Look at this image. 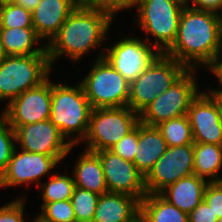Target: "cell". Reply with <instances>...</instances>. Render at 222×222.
Segmentation results:
<instances>
[{
    "mask_svg": "<svg viewBox=\"0 0 222 222\" xmlns=\"http://www.w3.org/2000/svg\"><path fill=\"white\" fill-rule=\"evenodd\" d=\"M208 94L215 100L217 106H218V109H219V112H220V120H221V123H222V88L221 89H211V90H207Z\"/></svg>",
    "mask_w": 222,
    "mask_h": 222,
    "instance_id": "8d00e7d4",
    "label": "cell"
},
{
    "mask_svg": "<svg viewBox=\"0 0 222 222\" xmlns=\"http://www.w3.org/2000/svg\"><path fill=\"white\" fill-rule=\"evenodd\" d=\"M7 56L4 46H3V42H2V38L0 35V61L3 60L5 57Z\"/></svg>",
    "mask_w": 222,
    "mask_h": 222,
    "instance_id": "60d3db41",
    "label": "cell"
},
{
    "mask_svg": "<svg viewBox=\"0 0 222 222\" xmlns=\"http://www.w3.org/2000/svg\"><path fill=\"white\" fill-rule=\"evenodd\" d=\"M136 8L137 25L155 38L153 46L164 54L176 39L184 6L176 0H138Z\"/></svg>",
    "mask_w": 222,
    "mask_h": 222,
    "instance_id": "9c48e42d",
    "label": "cell"
},
{
    "mask_svg": "<svg viewBox=\"0 0 222 222\" xmlns=\"http://www.w3.org/2000/svg\"><path fill=\"white\" fill-rule=\"evenodd\" d=\"M71 222H82V221L75 219V220H72Z\"/></svg>",
    "mask_w": 222,
    "mask_h": 222,
    "instance_id": "bcb514c9",
    "label": "cell"
},
{
    "mask_svg": "<svg viewBox=\"0 0 222 222\" xmlns=\"http://www.w3.org/2000/svg\"><path fill=\"white\" fill-rule=\"evenodd\" d=\"M187 115L194 142L222 145L220 112L215 100L206 91H201L192 101Z\"/></svg>",
    "mask_w": 222,
    "mask_h": 222,
    "instance_id": "2e32d148",
    "label": "cell"
},
{
    "mask_svg": "<svg viewBox=\"0 0 222 222\" xmlns=\"http://www.w3.org/2000/svg\"><path fill=\"white\" fill-rule=\"evenodd\" d=\"M166 140L168 147L194 144L188 115L170 119L156 126Z\"/></svg>",
    "mask_w": 222,
    "mask_h": 222,
    "instance_id": "d4e9b609",
    "label": "cell"
},
{
    "mask_svg": "<svg viewBox=\"0 0 222 222\" xmlns=\"http://www.w3.org/2000/svg\"><path fill=\"white\" fill-rule=\"evenodd\" d=\"M139 123V115L129 106L92 109L88 132L83 139L87 145L85 150H110Z\"/></svg>",
    "mask_w": 222,
    "mask_h": 222,
    "instance_id": "8992f818",
    "label": "cell"
},
{
    "mask_svg": "<svg viewBox=\"0 0 222 222\" xmlns=\"http://www.w3.org/2000/svg\"><path fill=\"white\" fill-rule=\"evenodd\" d=\"M140 217V201L133 196L106 192L99 196L91 222H135Z\"/></svg>",
    "mask_w": 222,
    "mask_h": 222,
    "instance_id": "ac0fdd59",
    "label": "cell"
},
{
    "mask_svg": "<svg viewBox=\"0 0 222 222\" xmlns=\"http://www.w3.org/2000/svg\"><path fill=\"white\" fill-rule=\"evenodd\" d=\"M196 72V69H188L166 91L157 95L139 114L140 122L156 127L170 119L187 115L192 101L201 92L194 75Z\"/></svg>",
    "mask_w": 222,
    "mask_h": 222,
    "instance_id": "52a82bcc",
    "label": "cell"
},
{
    "mask_svg": "<svg viewBox=\"0 0 222 222\" xmlns=\"http://www.w3.org/2000/svg\"><path fill=\"white\" fill-rule=\"evenodd\" d=\"M40 214L49 222H71L75 220L71 200L43 203Z\"/></svg>",
    "mask_w": 222,
    "mask_h": 222,
    "instance_id": "f546056e",
    "label": "cell"
},
{
    "mask_svg": "<svg viewBox=\"0 0 222 222\" xmlns=\"http://www.w3.org/2000/svg\"><path fill=\"white\" fill-rule=\"evenodd\" d=\"M33 27L32 12L17 4L0 7V28Z\"/></svg>",
    "mask_w": 222,
    "mask_h": 222,
    "instance_id": "83f0119b",
    "label": "cell"
},
{
    "mask_svg": "<svg viewBox=\"0 0 222 222\" xmlns=\"http://www.w3.org/2000/svg\"><path fill=\"white\" fill-rule=\"evenodd\" d=\"M39 186L41 187L43 203H51L70 200L76 184L72 176L56 174L48 182H42Z\"/></svg>",
    "mask_w": 222,
    "mask_h": 222,
    "instance_id": "484cf974",
    "label": "cell"
},
{
    "mask_svg": "<svg viewBox=\"0 0 222 222\" xmlns=\"http://www.w3.org/2000/svg\"><path fill=\"white\" fill-rule=\"evenodd\" d=\"M187 70L174 58L161 54L130 84L128 106L139 115Z\"/></svg>",
    "mask_w": 222,
    "mask_h": 222,
    "instance_id": "ba28073f",
    "label": "cell"
},
{
    "mask_svg": "<svg viewBox=\"0 0 222 222\" xmlns=\"http://www.w3.org/2000/svg\"><path fill=\"white\" fill-rule=\"evenodd\" d=\"M194 144L168 147L145 177L147 194H159L168 185L194 174Z\"/></svg>",
    "mask_w": 222,
    "mask_h": 222,
    "instance_id": "8fae6325",
    "label": "cell"
},
{
    "mask_svg": "<svg viewBox=\"0 0 222 222\" xmlns=\"http://www.w3.org/2000/svg\"><path fill=\"white\" fill-rule=\"evenodd\" d=\"M52 66L48 54L7 55L0 61V102L9 104L46 81Z\"/></svg>",
    "mask_w": 222,
    "mask_h": 222,
    "instance_id": "277c9868",
    "label": "cell"
},
{
    "mask_svg": "<svg viewBox=\"0 0 222 222\" xmlns=\"http://www.w3.org/2000/svg\"><path fill=\"white\" fill-rule=\"evenodd\" d=\"M112 20L90 6H77L52 40L45 44L51 66L63 55L76 63L91 49L103 44Z\"/></svg>",
    "mask_w": 222,
    "mask_h": 222,
    "instance_id": "7a4b0ae2",
    "label": "cell"
},
{
    "mask_svg": "<svg viewBox=\"0 0 222 222\" xmlns=\"http://www.w3.org/2000/svg\"><path fill=\"white\" fill-rule=\"evenodd\" d=\"M138 147V125L129 134L124 136L114 146L111 147V151L119 157L133 162L136 149Z\"/></svg>",
    "mask_w": 222,
    "mask_h": 222,
    "instance_id": "4dcf8cb0",
    "label": "cell"
},
{
    "mask_svg": "<svg viewBox=\"0 0 222 222\" xmlns=\"http://www.w3.org/2000/svg\"><path fill=\"white\" fill-rule=\"evenodd\" d=\"M59 161L54 156L14 149L6 169L0 175V187L35 183L50 174Z\"/></svg>",
    "mask_w": 222,
    "mask_h": 222,
    "instance_id": "9a60e30c",
    "label": "cell"
},
{
    "mask_svg": "<svg viewBox=\"0 0 222 222\" xmlns=\"http://www.w3.org/2000/svg\"><path fill=\"white\" fill-rule=\"evenodd\" d=\"M211 210L222 219V181L209 182L206 186L203 199Z\"/></svg>",
    "mask_w": 222,
    "mask_h": 222,
    "instance_id": "d6a6232c",
    "label": "cell"
},
{
    "mask_svg": "<svg viewBox=\"0 0 222 222\" xmlns=\"http://www.w3.org/2000/svg\"><path fill=\"white\" fill-rule=\"evenodd\" d=\"M9 124L16 131L22 125L48 120L51 115V80L26 90L4 108Z\"/></svg>",
    "mask_w": 222,
    "mask_h": 222,
    "instance_id": "7c38bea8",
    "label": "cell"
},
{
    "mask_svg": "<svg viewBox=\"0 0 222 222\" xmlns=\"http://www.w3.org/2000/svg\"><path fill=\"white\" fill-rule=\"evenodd\" d=\"M194 174L208 182L222 181V145L194 142ZM207 178V179H206Z\"/></svg>",
    "mask_w": 222,
    "mask_h": 222,
    "instance_id": "cb8c5ba5",
    "label": "cell"
},
{
    "mask_svg": "<svg viewBox=\"0 0 222 222\" xmlns=\"http://www.w3.org/2000/svg\"><path fill=\"white\" fill-rule=\"evenodd\" d=\"M221 58H222V53L219 55L215 65L210 69V72L215 74V76L219 80V83L222 85V59Z\"/></svg>",
    "mask_w": 222,
    "mask_h": 222,
    "instance_id": "74e56055",
    "label": "cell"
},
{
    "mask_svg": "<svg viewBox=\"0 0 222 222\" xmlns=\"http://www.w3.org/2000/svg\"><path fill=\"white\" fill-rule=\"evenodd\" d=\"M25 200L18 199L0 207V222H25L24 207Z\"/></svg>",
    "mask_w": 222,
    "mask_h": 222,
    "instance_id": "836d02e7",
    "label": "cell"
},
{
    "mask_svg": "<svg viewBox=\"0 0 222 222\" xmlns=\"http://www.w3.org/2000/svg\"><path fill=\"white\" fill-rule=\"evenodd\" d=\"M102 165L108 192L123 193L141 201L146 195L145 177L133 162L127 161L111 150L94 152Z\"/></svg>",
    "mask_w": 222,
    "mask_h": 222,
    "instance_id": "4fadbf2b",
    "label": "cell"
},
{
    "mask_svg": "<svg viewBox=\"0 0 222 222\" xmlns=\"http://www.w3.org/2000/svg\"><path fill=\"white\" fill-rule=\"evenodd\" d=\"M19 0H3V5L17 4Z\"/></svg>",
    "mask_w": 222,
    "mask_h": 222,
    "instance_id": "7bdbcfd3",
    "label": "cell"
},
{
    "mask_svg": "<svg viewBox=\"0 0 222 222\" xmlns=\"http://www.w3.org/2000/svg\"><path fill=\"white\" fill-rule=\"evenodd\" d=\"M138 0H95L90 7L99 10L112 19L115 18V14L124 9L136 7ZM117 12V13H116Z\"/></svg>",
    "mask_w": 222,
    "mask_h": 222,
    "instance_id": "1f68e13d",
    "label": "cell"
},
{
    "mask_svg": "<svg viewBox=\"0 0 222 222\" xmlns=\"http://www.w3.org/2000/svg\"><path fill=\"white\" fill-rule=\"evenodd\" d=\"M76 7L72 0H41L32 11L33 28L38 37L47 38L49 43Z\"/></svg>",
    "mask_w": 222,
    "mask_h": 222,
    "instance_id": "e0dca14e",
    "label": "cell"
},
{
    "mask_svg": "<svg viewBox=\"0 0 222 222\" xmlns=\"http://www.w3.org/2000/svg\"><path fill=\"white\" fill-rule=\"evenodd\" d=\"M167 148V142L157 127L141 122L138 124V147L133 163L144 177L153 169Z\"/></svg>",
    "mask_w": 222,
    "mask_h": 222,
    "instance_id": "d6986e66",
    "label": "cell"
},
{
    "mask_svg": "<svg viewBox=\"0 0 222 222\" xmlns=\"http://www.w3.org/2000/svg\"><path fill=\"white\" fill-rule=\"evenodd\" d=\"M189 222H219V218L203 200L188 214Z\"/></svg>",
    "mask_w": 222,
    "mask_h": 222,
    "instance_id": "e575fe53",
    "label": "cell"
},
{
    "mask_svg": "<svg viewBox=\"0 0 222 222\" xmlns=\"http://www.w3.org/2000/svg\"><path fill=\"white\" fill-rule=\"evenodd\" d=\"M176 1L181 3L183 6L189 5V0H176Z\"/></svg>",
    "mask_w": 222,
    "mask_h": 222,
    "instance_id": "ee69618b",
    "label": "cell"
},
{
    "mask_svg": "<svg viewBox=\"0 0 222 222\" xmlns=\"http://www.w3.org/2000/svg\"><path fill=\"white\" fill-rule=\"evenodd\" d=\"M149 40L123 38L105 47L103 58L131 84L162 54Z\"/></svg>",
    "mask_w": 222,
    "mask_h": 222,
    "instance_id": "30bf717a",
    "label": "cell"
},
{
    "mask_svg": "<svg viewBox=\"0 0 222 222\" xmlns=\"http://www.w3.org/2000/svg\"><path fill=\"white\" fill-rule=\"evenodd\" d=\"M135 222H142L141 218L139 217Z\"/></svg>",
    "mask_w": 222,
    "mask_h": 222,
    "instance_id": "f6af8a7d",
    "label": "cell"
},
{
    "mask_svg": "<svg viewBox=\"0 0 222 222\" xmlns=\"http://www.w3.org/2000/svg\"><path fill=\"white\" fill-rule=\"evenodd\" d=\"M190 1L193 4L192 6L187 5L189 8L210 11L222 16V0H189V2Z\"/></svg>",
    "mask_w": 222,
    "mask_h": 222,
    "instance_id": "d590c367",
    "label": "cell"
},
{
    "mask_svg": "<svg viewBox=\"0 0 222 222\" xmlns=\"http://www.w3.org/2000/svg\"><path fill=\"white\" fill-rule=\"evenodd\" d=\"M15 133L16 142L20 144L22 150L54 156L59 162L67 157L72 147H75L49 119L22 125Z\"/></svg>",
    "mask_w": 222,
    "mask_h": 222,
    "instance_id": "5bb4252c",
    "label": "cell"
},
{
    "mask_svg": "<svg viewBox=\"0 0 222 222\" xmlns=\"http://www.w3.org/2000/svg\"><path fill=\"white\" fill-rule=\"evenodd\" d=\"M3 5V0H0V7Z\"/></svg>",
    "mask_w": 222,
    "mask_h": 222,
    "instance_id": "7dc6e473",
    "label": "cell"
},
{
    "mask_svg": "<svg viewBox=\"0 0 222 222\" xmlns=\"http://www.w3.org/2000/svg\"><path fill=\"white\" fill-rule=\"evenodd\" d=\"M208 181L193 174L168 185L159 194L179 210L189 214L204 199Z\"/></svg>",
    "mask_w": 222,
    "mask_h": 222,
    "instance_id": "ffe728a7",
    "label": "cell"
},
{
    "mask_svg": "<svg viewBox=\"0 0 222 222\" xmlns=\"http://www.w3.org/2000/svg\"><path fill=\"white\" fill-rule=\"evenodd\" d=\"M91 111L92 107L81 83L72 87L51 81L49 120L66 139L69 138L71 145H79L86 137Z\"/></svg>",
    "mask_w": 222,
    "mask_h": 222,
    "instance_id": "3957f363",
    "label": "cell"
},
{
    "mask_svg": "<svg viewBox=\"0 0 222 222\" xmlns=\"http://www.w3.org/2000/svg\"><path fill=\"white\" fill-rule=\"evenodd\" d=\"M16 133L6 115H0V175L6 169L13 151L16 148Z\"/></svg>",
    "mask_w": 222,
    "mask_h": 222,
    "instance_id": "f1b7e54d",
    "label": "cell"
},
{
    "mask_svg": "<svg viewBox=\"0 0 222 222\" xmlns=\"http://www.w3.org/2000/svg\"><path fill=\"white\" fill-rule=\"evenodd\" d=\"M99 53L91 70L81 80L86 98L92 109L126 107L130 96V83Z\"/></svg>",
    "mask_w": 222,
    "mask_h": 222,
    "instance_id": "5b68a950",
    "label": "cell"
},
{
    "mask_svg": "<svg viewBox=\"0 0 222 222\" xmlns=\"http://www.w3.org/2000/svg\"><path fill=\"white\" fill-rule=\"evenodd\" d=\"M41 2V0H19L17 5H20L32 12Z\"/></svg>",
    "mask_w": 222,
    "mask_h": 222,
    "instance_id": "f35d334b",
    "label": "cell"
},
{
    "mask_svg": "<svg viewBox=\"0 0 222 222\" xmlns=\"http://www.w3.org/2000/svg\"><path fill=\"white\" fill-rule=\"evenodd\" d=\"M32 222H49L48 220H46L41 214L37 215V217H35V219Z\"/></svg>",
    "mask_w": 222,
    "mask_h": 222,
    "instance_id": "b9f144b4",
    "label": "cell"
},
{
    "mask_svg": "<svg viewBox=\"0 0 222 222\" xmlns=\"http://www.w3.org/2000/svg\"><path fill=\"white\" fill-rule=\"evenodd\" d=\"M99 194L75 187L71 203L75 213V219L82 222H91L96 209Z\"/></svg>",
    "mask_w": 222,
    "mask_h": 222,
    "instance_id": "4316f807",
    "label": "cell"
},
{
    "mask_svg": "<svg viewBox=\"0 0 222 222\" xmlns=\"http://www.w3.org/2000/svg\"><path fill=\"white\" fill-rule=\"evenodd\" d=\"M221 53L222 16L184 6L176 39L164 54L187 69H197L196 66L201 65L211 69Z\"/></svg>",
    "mask_w": 222,
    "mask_h": 222,
    "instance_id": "6da1fadb",
    "label": "cell"
},
{
    "mask_svg": "<svg viewBox=\"0 0 222 222\" xmlns=\"http://www.w3.org/2000/svg\"><path fill=\"white\" fill-rule=\"evenodd\" d=\"M0 35L7 55L47 54L46 46L34 47L41 39L33 27L0 28Z\"/></svg>",
    "mask_w": 222,
    "mask_h": 222,
    "instance_id": "7402d4cb",
    "label": "cell"
},
{
    "mask_svg": "<svg viewBox=\"0 0 222 222\" xmlns=\"http://www.w3.org/2000/svg\"><path fill=\"white\" fill-rule=\"evenodd\" d=\"M77 6H90L95 0H72Z\"/></svg>",
    "mask_w": 222,
    "mask_h": 222,
    "instance_id": "ab89813d",
    "label": "cell"
},
{
    "mask_svg": "<svg viewBox=\"0 0 222 222\" xmlns=\"http://www.w3.org/2000/svg\"><path fill=\"white\" fill-rule=\"evenodd\" d=\"M73 178L76 187L102 195L108 192L99 157L85 150L74 165Z\"/></svg>",
    "mask_w": 222,
    "mask_h": 222,
    "instance_id": "44dd1931",
    "label": "cell"
},
{
    "mask_svg": "<svg viewBox=\"0 0 222 222\" xmlns=\"http://www.w3.org/2000/svg\"><path fill=\"white\" fill-rule=\"evenodd\" d=\"M140 218L143 222H189L187 213L160 194H147L140 201Z\"/></svg>",
    "mask_w": 222,
    "mask_h": 222,
    "instance_id": "603a6c76",
    "label": "cell"
}]
</instances>
